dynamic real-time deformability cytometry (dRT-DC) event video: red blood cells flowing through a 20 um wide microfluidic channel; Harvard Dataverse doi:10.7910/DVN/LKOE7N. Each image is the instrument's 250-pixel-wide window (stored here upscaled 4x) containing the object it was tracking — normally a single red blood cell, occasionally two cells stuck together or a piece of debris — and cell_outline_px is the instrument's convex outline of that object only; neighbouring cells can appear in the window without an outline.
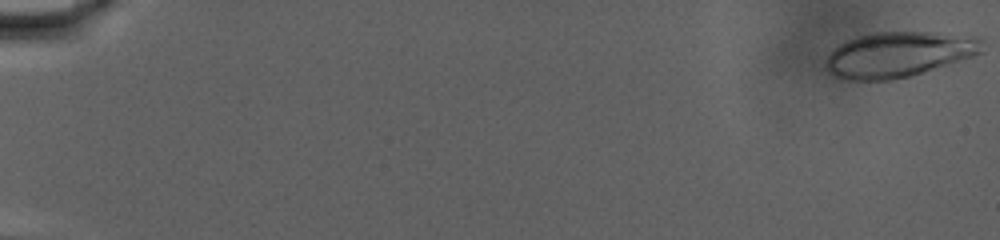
{"species": "human", "species_latin": "Homo sapiens", "temperature_condition": "warm", "stored_images_in_passage": 76, "camera_frame_rate_fps": 3000, "um_per_image_px": 0.085, "donor": {"sex": "male"}, "frame": {"image": 1, "passage_image": 1, "time_ms": 0.0, "image_size_px": [1000, 240], "cell_outline_px": [[984, 52], [912, 76], [892, 80], [840, 80], [828, 72], [828, 56], [840, 44], [848, 40], [872, 32], [936, 32], [980, 36], [984, 40]], "centroid_in_image_um": [76.47, 4.62], "position_along_channel_um": 8.5, "area_um2": 41.5}}
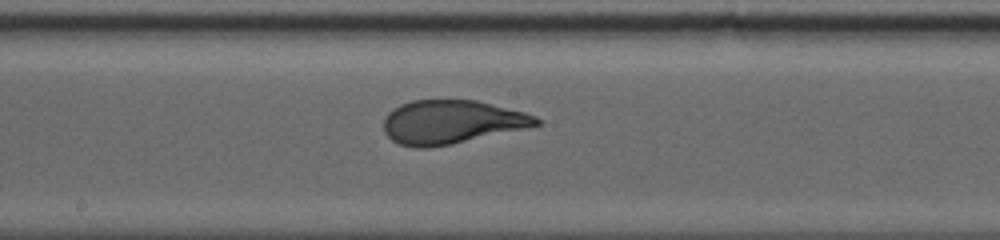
{"frame": {"image": 2, "passage_image": 44, "time_ms": 14.333, "image_size_px": [1000, 240], "cell_outline_px": [[544, 120], [540, 124], [524, 128], [452, 144], [428, 148], [416, 148], [400, 144], [392, 140], [384, 132], [384, 116], [392, 108], [400, 104], [412, 100], [476, 100], [524, 112], [536, 116]], "centroid_in_image_um": [38.35, 10.37], "position_along_channel_um": 209.9, "area_um2": 38.78}}
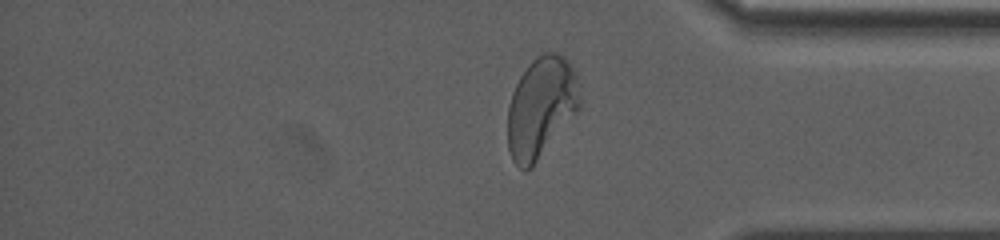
{"frame": {"image": 3, "passage_image": 64, "time_ms": 21.0, "image_size_px": [1000, 240], "cell_outline_px": [[580, 108], [532, 168], [524, 172], [512, 160], [508, 148], [508, 104], [512, 92], [520, 76], [528, 64], [536, 56], [544, 52], [556, 52], [564, 56], [568, 60], [576, 76], [580, 100]], "centroid_in_image_um": [45.97, 9.13], "position_along_channel_um": 389.2, "area_um2": 42.43}, "authors_computed_cell_mechanics": {"area_um2": 39.9398, "velocity_mm_per_s": 2.8403, "shape_relaxation_time_tau1_ms": 6.7345, "shape_relaxation_time_tau2_ms": null, "deformation_change_tau1": 0.2489, "deformation_change_tau2": null}}